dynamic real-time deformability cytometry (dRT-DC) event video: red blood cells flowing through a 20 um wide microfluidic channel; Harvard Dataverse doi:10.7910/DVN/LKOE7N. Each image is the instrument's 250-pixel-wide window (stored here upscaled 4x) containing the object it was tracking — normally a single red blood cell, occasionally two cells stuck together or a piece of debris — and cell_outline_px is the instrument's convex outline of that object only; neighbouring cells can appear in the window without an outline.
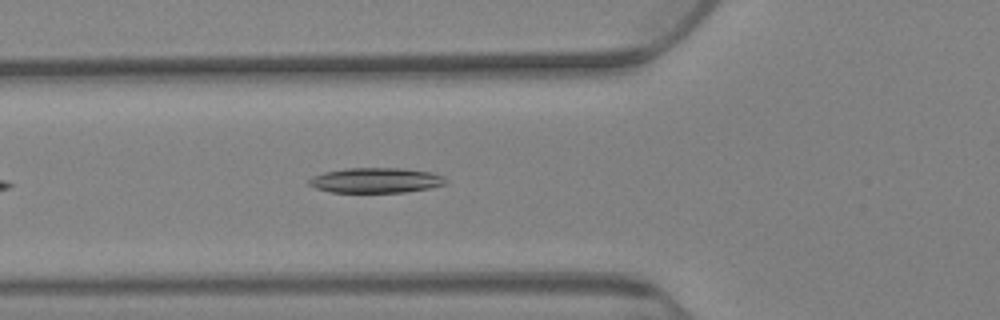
{"species": "Egyptian fruit bat (a non-hibernating species)", "species_latin": "Rousettus aegyptiacus", "temperature_condition": "warm", "stored_images_in_passage": 60, "camera_frame_rate_fps": 3000, "um_per_image_px": 0.085, "animal": {"sex": "female"}, "frame": {"image": 1, "passage_image": 10, "time_ms": 3.0, "image_size_px": [1000, 320], "cell_outline_px": [[448, 180], [444, 184], [428, 188], [404, 192], [328, 192], [316, 188], [308, 184], [308, 180], [312, 176], [324, 172], [348, 168], [400, 168], [432, 172], [444, 176]], "centroid_in_image_um": [31.93, 15.32], "position_along_channel_um": 93.9, "area_um2": 20.0}}
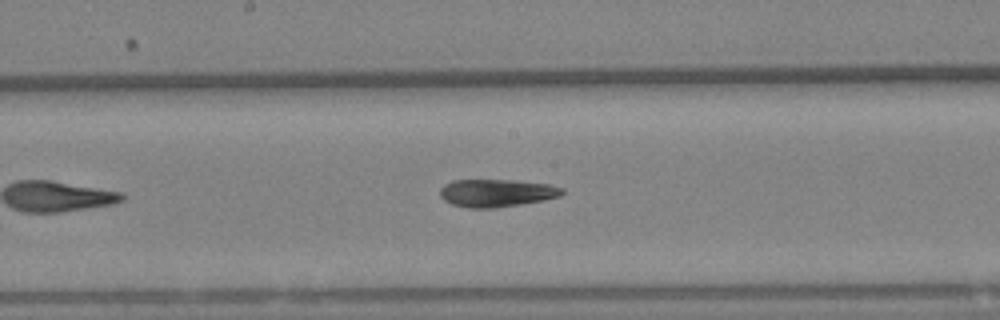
{"frame": {"image": 2, "passage_image": 23, "time_ms": 7.333, "image_size_px": [1000, 320], "cell_outline_px": [[564, 192], [560, 196], [544, 200], [520, 204], [492, 208], [468, 208], [452, 204], [444, 200], [440, 196], [440, 188], [444, 184], [452, 180], [516, 180], [552, 184], [564, 188]], "centroid_in_image_um": [42.22, 16.39], "position_along_channel_um": 206.0, "area_um2": 19.88}}
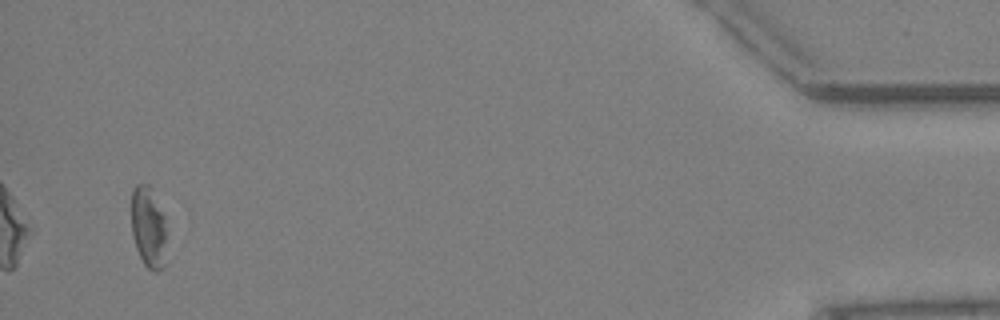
{"frame": {"image": 3, "passage_image": 57, "time_ms": 18.667, "image_size_px": [1000, 320], "cell_outline_px": [[164, 268], [156, 272], [152, 272], [144, 264], [136, 248], [132, 232], [132, 188], [136, 184], [148, 184], [152, 188], [164, 216]], "centroid_in_image_um": [12.59, 19.3], "position_along_channel_um": 422.6, "area_um2": 16.47}, "authors_computed_cell_mechanics": {"area_um2": 19.8543, "velocity_mm_per_s": 2.5951, "shape_relaxation_time_tau1_ms": null, "shape_relaxation_time_tau2_ms": 10.3528, "deformation_change_tau1": null, "deformation_change_tau2": 0.2208}}